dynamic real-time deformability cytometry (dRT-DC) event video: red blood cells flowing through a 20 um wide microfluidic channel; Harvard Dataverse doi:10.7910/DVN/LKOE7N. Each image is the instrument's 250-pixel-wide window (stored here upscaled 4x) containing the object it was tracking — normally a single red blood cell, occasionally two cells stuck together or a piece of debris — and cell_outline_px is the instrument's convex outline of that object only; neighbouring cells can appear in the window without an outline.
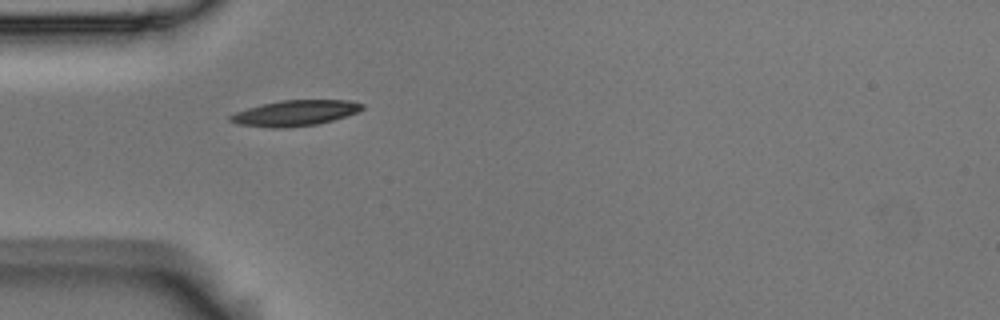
{"species": "Egyptian fruit bat (a non-hibernating species)", "species_latin": "Rousettus aegyptiacus", "temperature_condition": "room temperature", "stored_images_in_passage": 6, "camera_frame_rate_fps": 3000, "um_per_image_px": 0.085, "animal": {"sex": "male"}, "frame": {"image": 1, "passage_image": 4, "time_ms": 1.0, "image_size_px": [1000, 320], "cell_outline_px": [[364, 108], [356, 112], [332, 120], [316, 124], [280, 128], [272, 128], [236, 124], [228, 120], [228, 116], [236, 112], [248, 108], [280, 100], [348, 100], [364, 104]], "centroid_in_image_um": [25.04, 9.61], "position_along_channel_um": 60.0, "area_um2": 19.48}}
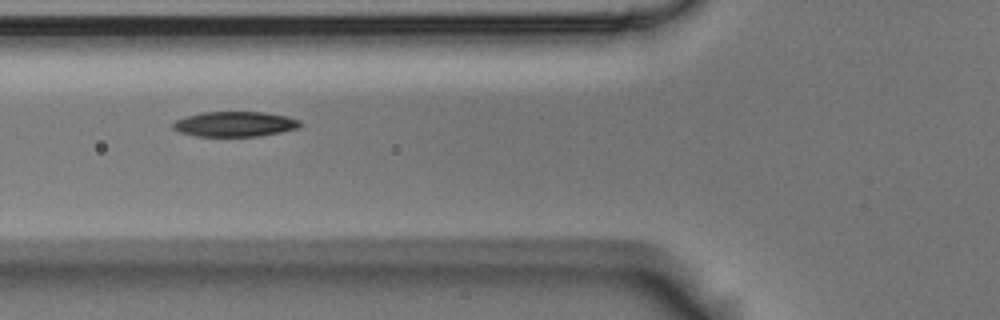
{"frame": {"image": 2, "passage_image": 5, "time_ms": 1.333, "image_size_px": [1000, 320], "cell_outline_px": [[300, 128], [280, 132], [256, 136], [196, 136], [180, 132], [172, 128], [172, 124], [176, 120], [188, 116], [204, 112], [264, 112], [288, 116], [300, 120]], "centroid_in_image_um": [19.98, 10.54], "position_along_channel_um": 105.8, "area_um2": 18.5}}
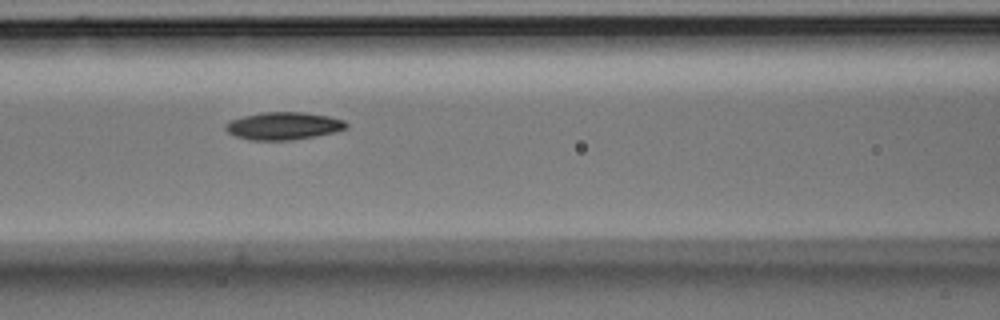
{"frame": {"image": 3, "passage_image": 6, "time_ms": 1.667, "image_size_px": [1000, 320], "cell_outline_px": [[348, 128], [332, 132], [292, 140], [248, 140], [236, 136], [228, 132], [224, 128], [224, 124], [228, 120], [244, 116], [264, 112], [304, 112], [328, 116], [344, 120], [348, 124]], "centroid_in_image_um": [24.05, 10.69], "position_along_channel_um": 142.5, "area_um2": 19.36}}